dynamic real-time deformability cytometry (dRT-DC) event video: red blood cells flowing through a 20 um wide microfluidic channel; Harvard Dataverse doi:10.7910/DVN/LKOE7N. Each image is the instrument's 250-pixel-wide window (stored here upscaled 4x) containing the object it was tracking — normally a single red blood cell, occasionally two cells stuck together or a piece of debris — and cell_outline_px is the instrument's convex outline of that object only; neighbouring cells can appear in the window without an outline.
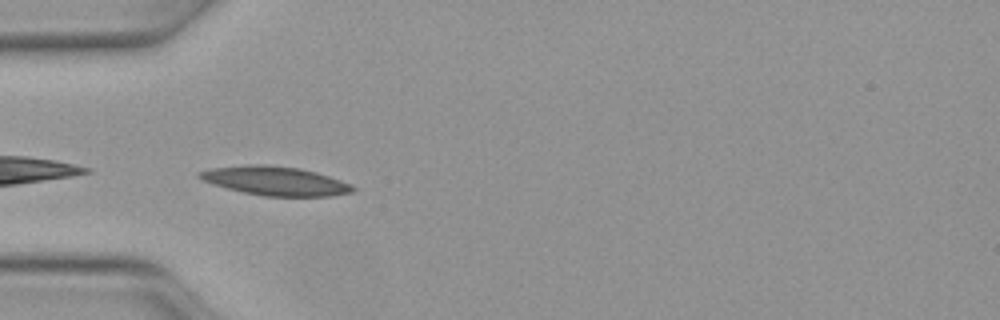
{"species": "Egyptian fruit bat (a non-hibernating species)", "species_latin": "Rousettus aegyptiacus", "temperature_condition": "warm", "stored_images_in_passage": 35, "camera_frame_rate_fps": 3000, "um_per_image_px": 0.085, "animal": {"sex": "female"}, "frame": {"image": 1, "passage_image": 1, "time_ms": 0.0, "image_size_px": [1000, 320], "cell_outline_px": [[356, 188], [352, 192], [328, 196], [264, 196], [244, 192], [212, 184], [196, 176], [196, 172], [208, 168], [248, 164], [264, 164], [300, 168], [316, 172], [352, 184]], "centroid_in_image_um": [23.36, 15.36], "position_along_channel_um": 61.6, "area_um2": 25.89}}
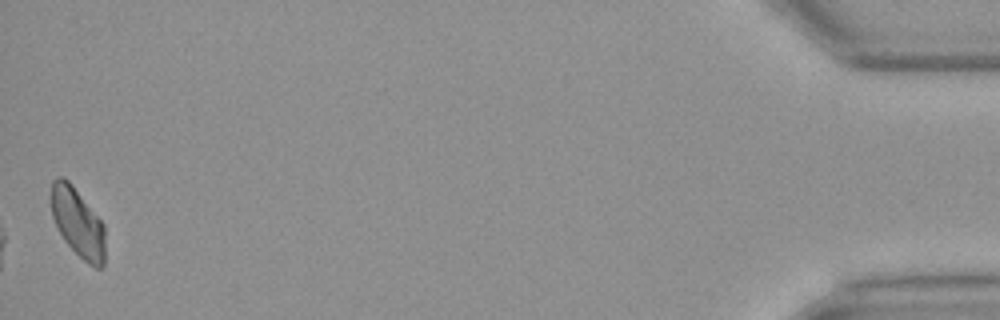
{"frame": {"image": 2, "passage_image": 35, "time_ms": 11.333, "image_size_px": [1000, 320], "cell_outline_px": [[104, 264], [100, 268], [96, 268], [88, 264], [64, 240], [52, 216], [52, 180], [56, 176], [64, 176], [72, 184], [104, 224]], "centroid_in_image_um": [6.62, 18.9], "position_along_channel_um": 428.6, "area_um2": 21.39}, "authors_computed_cell_mechanics": {"area_um2": 23.0044, "velocity_mm_per_s": 4.097, "shape_relaxation_time_tau1_ms": 7.3558, "shape_relaxation_time_tau2_ms": null, "deformation_change_tau1": 0.1729, "deformation_change_tau2": null}}